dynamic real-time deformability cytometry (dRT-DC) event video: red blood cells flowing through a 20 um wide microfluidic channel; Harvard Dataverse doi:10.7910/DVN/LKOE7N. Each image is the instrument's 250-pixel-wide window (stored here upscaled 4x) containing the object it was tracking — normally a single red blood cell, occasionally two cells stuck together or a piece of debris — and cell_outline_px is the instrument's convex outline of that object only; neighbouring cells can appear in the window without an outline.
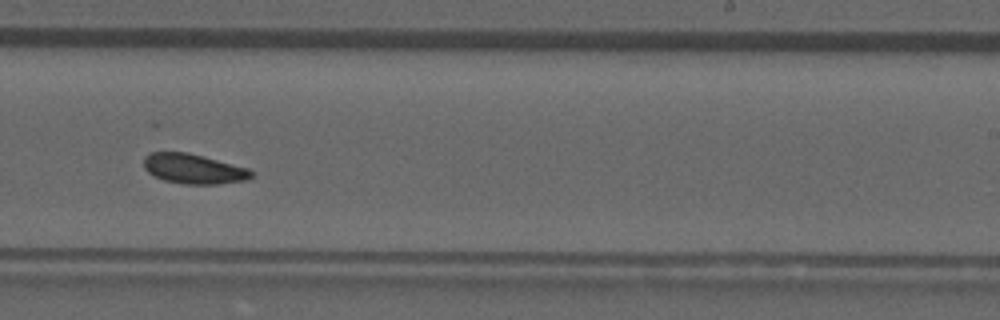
{"species": "common noctule bat (a hibernating species)", "species_latin": "Nyctalus noctula", "temperature_condition": "room temperature", "stored_images_in_passage": 37, "camera_frame_rate_fps": 3000, "um_per_image_px": 0.085, "animal": {"sex": "male", "forearm_length_mm": 52.5}, "frame": {"image": 1, "passage_image": 22, "time_ms": 7.0, "image_size_px": [1000, 320], "cell_outline_px": [[252, 176], [244, 180], [216, 184], [180, 184], [164, 180], [148, 172], [144, 168], [144, 156], [152, 152], [188, 152], [204, 156], [248, 168], [252, 172]], "centroid_in_image_um": [16.42, 14.34], "position_along_channel_um": 272.6, "area_um2": 18.61}}